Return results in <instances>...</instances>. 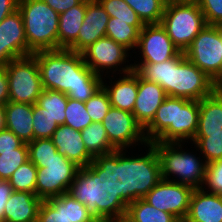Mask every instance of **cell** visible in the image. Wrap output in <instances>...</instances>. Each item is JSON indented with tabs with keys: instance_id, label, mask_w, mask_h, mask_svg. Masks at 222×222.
I'll return each mask as SVG.
<instances>
[{
	"instance_id": "1",
	"label": "cell",
	"mask_w": 222,
	"mask_h": 222,
	"mask_svg": "<svg viewBox=\"0 0 222 222\" xmlns=\"http://www.w3.org/2000/svg\"><path fill=\"white\" fill-rule=\"evenodd\" d=\"M33 55L43 89L59 91L85 103L102 87V77L85 64L81 53L57 49L37 51Z\"/></svg>"
},
{
	"instance_id": "2",
	"label": "cell",
	"mask_w": 222,
	"mask_h": 222,
	"mask_svg": "<svg viewBox=\"0 0 222 222\" xmlns=\"http://www.w3.org/2000/svg\"><path fill=\"white\" fill-rule=\"evenodd\" d=\"M133 71L142 79L160 85L167 96L200 101L216 89L214 80L180 52L161 63H135Z\"/></svg>"
},
{
	"instance_id": "3",
	"label": "cell",
	"mask_w": 222,
	"mask_h": 222,
	"mask_svg": "<svg viewBox=\"0 0 222 222\" xmlns=\"http://www.w3.org/2000/svg\"><path fill=\"white\" fill-rule=\"evenodd\" d=\"M99 222L124 220L128 205L108 184V154L96 156L79 168L68 191Z\"/></svg>"
},
{
	"instance_id": "4",
	"label": "cell",
	"mask_w": 222,
	"mask_h": 222,
	"mask_svg": "<svg viewBox=\"0 0 222 222\" xmlns=\"http://www.w3.org/2000/svg\"><path fill=\"white\" fill-rule=\"evenodd\" d=\"M198 121L199 101L167 96L144 128V135L148 143H190Z\"/></svg>"
},
{
	"instance_id": "5",
	"label": "cell",
	"mask_w": 222,
	"mask_h": 222,
	"mask_svg": "<svg viewBox=\"0 0 222 222\" xmlns=\"http://www.w3.org/2000/svg\"><path fill=\"white\" fill-rule=\"evenodd\" d=\"M146 146V153L132 154L130 157L128 150H121L122 200L127 205L143 199L162 179L155 146L152 143Z\"/></svg>"
},
{
	"instance_id": "6",
	"label": "cell",
	"mask_w": 222,
	"mask_h": 222,
	"mask_svg": "<svg viewBox=\"0 0 222 222\" xmlns=\"http://www.w3.org/2000/svg\"><path fill=\"white\" fill-rule=\"evenodd\" d=\"M152 144L160 161L162 179L182 183L194 189L203 187L207 163L201 154L198 157L196 151L183 149L187 145L185 143L152 142Z\"/></svg>"
},
{
	"instance_id": "7",
	"label": "cell",
	"mask_w": 222,
	"mask_h": 222,
	"mask_svg": "<svg viewBox=\"0 0 222 222\" xmlns=\"http://www.w3.org/2000/svg\"><path fill=\"white\" fill-rule=\"evenodd\" d=\"M28 55L41 50L58 49L59 14L43 0H19Z\"/></svg>"
},
{
	"instance_id": "8",
	"label": "cell",
	"mask_w": 222,
	"mask_h": 222,
	"mask_svg": "<svg viewBox=\"0 0 222 222\" xmlns=\"http://www.w3.org/2000/svg\"><path fill=\"white\" fill-rule=\"evenodd\" d=\"M160 24L181 52L190 46L194 38L207 25L198 3L174 0H167Z\"/></svg>"
},
{
	"instance_id": "9",
	"label": "cell",
	"mask_w": 222,
	"mask_h": 222,
	"mask_svg": "<svg viewBox=\"0 0 222 222\" xmlns=\"http://www.w3.org/2000/svg\"><path fill=\"white\" fill-rule=\"evenodd\" d=\"M184 54L214 80L217 88L222 85V26L206 25Z\"/></svg>"
},
{
	"instance_id": "10",
	"label": "cell",
	"mask_w": 222,
	"mask_h": 222,
	"mask_svg": "<svg viewBox=\"0 0 222 222\" xmlns=\"http://www.w3.org/2000/svg\"><path fill=\"white\" fill-rule=\"evenodd\" d=\"M4 68L8 74L9 101L36 104L43 91L36 57L31 54L13 59Z\"/></svg>"
},
{
	"instance_id": "11",
	"label": "cell",
	"mask_w": 222,
	"mask_h": 222,
	"mask_svg": "<svg viewBox=\"0 0 222 222\" xmlns=\"http://www.w3.org/2000/svg\"><path fill=\"white\" fill-rule=\"evenodd\" d=\"M81 54L85 64L102 78L106 75L118 76L133 70V64L127 59L132 55L130 50L106 36L89 45Z\"/></svg>"
},
{
	"instance_id": "12",
	"label": "cell",
	"mask_w": 222,
	"mask_h": 222,
	"mask_svg": "<svg viewBox=\"0 0 222 222\" xmlns=\"http://www.w3.org/2000/svg\"><path fill=\"white\" fill-rule=\"evenodd\" d=\"M73 161L57 153L37 168L35 194L42 200L67 193L79 170Z\"/></svg>"
},
{
	"instance_id": "13",
	"label": "cell",
	"mask_w": 222,
	"mask_h": 222,
	"mask_svg": "<svg viewBox=\"0 0 222 222\" xmlns=\"http://www.w3.org/2000/svg\"><path fill=\"white\" fill-rule=\"evenodd\" d=\"M102 124L110 144L116 150L135 148L141 144L146 149L148 142L144 135V129L136 121L133 113L111 106L103 118Z\"/></svg>"
},
{
	"instance_id": "14",
	"label": "cell",
	"mask_w": 222,
	"mask_h": 222,
	"mask_svg": "<svg viewBox=\"0 0 222 222\" xmlns=\"http://www.w3.org/2000/svg\"><path fill=\"white\" fill-rule=\"evenodd\" d=\"M194 188L182 183L161 179L143 198L153 207L174 215L183 222L189 209Z\"/></svg>"
},
{
	"instance_id": "15",
	"label": "cell",
	"mask_w": 222,
	"mask_h": 222,
	"mask_svg": "<svg viewBox=\"0 0 222 222\" xmlns=\"http://www.w3.org/2000/svg\"><path fill=\"white\" fill-rule=\"evenodd\" d=\"M136 49L141 58L136 63H161L175 58L181 52L161 24H145L140 31Z\"/></svg>"
},
{
	"instance_id": "16",
	"label": "cell",
	"mask_w": 222,
	"mask_h": 222,
	"mask_svg": "<svg viewBox=\"0 0 222 222\" xmlns=\"http://www.w3.org/2000/svg\"><path fill=\"white\" fill-rule=\"evenodd\" d=\"M37 222H99L69 192L50 197L40 204Z\"/></svg>"
},
{
	"instance_id": "17",
	"label": "cell",
	"mask_w": 222,
	"mask_h": 222,
	"mask_svg": "<svg viewBox=\"0 0 222 222\" xmlns=\"http://www.w3.org/2000/svg\"><path fill=\"white\" fill-rule=\"evenodd\" d=\"M28 56V44L21 12L17 9L0 22V67Z\"/></svg>"
},
{
	"instance_id": "18",
	"label": "cell",
	"mask_w": 222,
	"mask_h": 222,
	"mask_svg": "<svg viewBox=\"0 0 222 222\" xmlns=\"http://www.w3.org/2000/svg\"><path fill=\"white\" fill-rule=\"evenodd\" d=\"M109 15L97 0H86V13L77 40L68 48L81 53L89 45L106 36Z\"/></svg>"
},
{
	"instance_id": "19",
	"label": "cell",
	"mask_w": 222,
	"mask_h": 222,
	"mask_svg": "<svg viewBox=\"0 0 222 222\" xmlns=\"http://www.w3.org/2000/svg\"><path fill=\"white\" fill-rule=\"evenodd\" d=\"M114 77L116 78V75L107 76L111 81H108L110 86L107 84L106 78H102V87L108 94L111 106L133 113L138 94V75L132 70L120 74L119 78Z\"/></svg>"
},
{
	"instance_id": "20",
	"label": "cell",
	"mask_w": 222,
	"mask_h": 222,
	"mask_svg": "<svg viewBox=\"0 0 222 222\" xmlns=\"http://www.w3.org/2000/svg\"><path fill=\"white\" fill-rule=\"evenodd\" d=\"M166 97L167 95L160 85L138 76V94L133 115L143 129L153 120L157 109Z\"/></svg>"
},
{
	"instance_id": "21",
	"label": "cell",
	"mask_w": 222,
	"mask_h": 222,
	"mask_svg": "<svg viewBox=\"0 0 222 222\" xmlns=\"http://www.w3.org/2000/svg\"><path fill=\"white\" fill-rule=\"evenodd\" d=\"M51 139L57 153L64 155L80 168L89 165L94 159L84 145L81 131H76L65 124L59 125Z\"/></svg>"
},
{
	"instance_id": "22",
	"label": "cell",
	"mask_w": 222,
	"mask_h": 222,
	"mask_svg": "<svg viewBox=\"0 0 222 222\" xmlns=\"http://www.w3.org/2000/svg\"><path fill=\"white\" fill-rule=\"evenodd\" d=\"M183 222H222V195L194 189Z\"/></svg>"
},
{
	"instance_id": "23",
	"label": "cell",
	"mask_w": 222,
	"mask_h": 222,
	"mask_svg": "<svg viewBox=\"0 0 222 222\" xmlns=\"http://www.w3.org/2000/svg\"><path fill=\"white\" fill-rule=\"evenodd\" d=\"M42 201L34 193L13 191L5 204V222H37Z\"/></svg>"
},
{
	"instance_id": "24",
	"label": "cell",
	"mask_w": 222,
	"mask_h": 222,
	"mask_svg": "<svg viewBox=\"0 0 222 222\" xmlns=\"http://www.w3.org/2000/svg\"><path fill=\"white\" fill-rule=\"evenodd\" d=\"M222 132V92L217 88L199 101V121L195 137Z\"/></svg>"
},
{
	"instance_id": "25",
	"label": "cell",
	"mask_w": 222,
	"mask_h": 222,
	"mask_svg": "<svg viewBox=\"0 0 222 222\" xmlns=\"http://www.w3.org/2000/svg\"><path fill=\"white\" fill-rule=\"evenodd\" d=\"M4 108L6 129L24 143L33 141V105L9 101Z\"/></svg>"
},
{
	"instance_id": "26",
	"label": "cell",
	"mask_w": 222,
	"mask_h": 222,
	"mask_svg": "<svg viewBox=\"0 0 222 222\" xmlns=\"http://www.w3.org/2000/svg\"><path fill=\"white\" fill-rule=\"evenodd\" d=\"M86 13V0H82L64 13L59 14L58 49H68L78 37Z\"/></svg>"
},
{
	"instance_id": "27",
	"label": "cell",
	"mask_w": 222,
	"mask_h": 222,
	"mask_svg": "<svg viewBox=\"0 0 222 222\" xmlns=\"http://www.w3.org/2000/svg\"><path fill=\"white\" fill-rule=\"evenodd\" d=\"M144 25L142 21H122L116 20V17H109L106 37L113 39L116 43L122 44L133 52L137 48L139 34Z\"/></svg>"
},
{
	"instance_id": "28",
	"label": "cell",
	"mask_w": 222,
	"mask_h": 222,
	"mask_svg": "<svg viewBox=\"0 0 222 222\" xmlns=\"http://www.w3.org/2000/svg\"><path fill=\"white\" fill-rule=\"evenodd\" d=\"M125 222H180L174 215L157 209L144 199L128 204Z\"/></svg>"
},
{
	"instance_id": "29",
	"label": "cell",
	"mask_w": 222,
	"mask_h": 222,
	"mask_svg": "<svg viewBox=\"0 0 222 222\" xmlns=\"http://www.w3.org/2000/svg\"><path fill=\"white\" fill-rule=\"evenodd\" d=\"M67 101L68 96L66 94L55 90L43 89L34 105L41 113H46L55 120L59 126L65 124Z\"/></svg>"
},
{
	"instance_id": "30",
	"label": "cell",
	"mask_w": 222,
	"mask_h": 222,
	"mask_svg": "<svg viewBox=\"0 0 222 222\" xmlns=\"http://www.w3.org/2000/svg\"><path fill=\"white\" fill-rule=\"evenodd\" d=\"M81 137L88 153L93 158L116 151L108 140L102 122L91 123L81 131Z\"/></svg>"
},
{
	"instance_id": "31",
	"label": "cell",
	"mask_w": 222,
	"mask_h": 222,
	"mask_svg": "<svg viewBox=\"0 0 222 222\" xmlns=\"http://www.w3.org/2000/svg\"><path fill=\"white\" fill-rule=\"evenodd\" d=\"M144 24H160L167 0H124Z\"/></svg>"
},
{
	"instance_id": "32",
	"label": "cell",
	"mask_w": 222,
	"mask_h": 222,
	"mask_svg": "<svg viewBox=\"0 0 222 222\" xmlns=\"http://www.w3.org/2000/svg\"><path fill=\"white\" fill-rule=\"evenodd\" d=\"M37 167L28 159L20 165L8 179L13 191L35 194Z\"/></svg>"
},
{
	"instance_id": "33",
	"label": "cell",
	"mask_w": 222,
	"mask_h": 222,
	"mask_svg": "<svg viewBox=\"0 0 222 222\" xmlns=\"http://www.w3.org/2000/svg\"><path fill=\"white\" fill-rule=\"evenodd\" d=\"M191 144L195 145L207 164L222 159V132L208 133V137H194Z\"/></svg>"
},
{
	"instance_id": "34",
	"label": "cell",
	"mask_w": 222,
	"mask_h": 222,
	"mask_svg": "<svg viewBox=\"0 0 222 222\" xmlns=\"http://www.w3.org/2000/svg\"><path fill=\"white\" fill-rule=\"evenodd\" d=\"M29 159L28 145L24 143L14 151L1 152L0 155V180H8L12 173Z\"/></svg>"
},
{
	"instance_id": "35",
	"label": "cell",
	"mask_w": 222,
	"mask_h": 222,
	"mask_svg": "<svg viewBox=\"0 0 222 222\" xmlns=\"http://www.w3.org/2000/svg\"><path fill=\"white\" fill-rule=\"evenodd\" d=\"M65 114V125H68L76 131H82L93 123L85 108V103L78 100L68 98Z\"/></svg>"
},
{
	"instance_id": "36",
	"label": "cell",
	"mask_w": 222,
	"mask_h": 222,
	"mask_svg": "<svg viewBox=\"0 0 222 222\" xmlns=\"http://www.w3.org/2000/svg\"><path fill=\"white\" fill-rule=\"evenodd\" d=\"M28 145L29 160L40 168V163L50 161L57 154V149L51 138L49 139H35Z\"/></svg>"
},
{
	"instance_id": "37",
	"label": "cell",
	"mask_w": 222,
	"mask_h": 222,
	"mask_svg": "<svg viewBox=\"0 0 222 222\" xmlns=\"http://www.w3.org/2000/svg\"><path fill=\"white\" fill-rule=\"evenodd\" d=\"M85 108L92 122H102L103 118L111 108L107 92L101 87L88 101L85 102Z\"/></svg>"
},
{
	"instance_id": "38",
	"label": "cell",
	"mask_w": 222,
	"mask_h": 222,
	"mask_svg": "<svg viewBox=\"0 0 222 222\" xmlns=\"http://www.w3.org/2000/svg\"><path fill=\"white\" fill-rule=\"evenodd\" d=\"M57 128L58 125L55 120L46 113H41L39 109L33 105V140L52 138Z\"/></svg>"
},
{
	"instance_id": "39",
	"label": "cell",
	"mask_w": 222,
	"mask_h": 222,
	"mask_svg": "<svg viewBox=\"0 0 222 222\" xmlns=\"http://www.w3.org/2000/svg\"><path fill=\"white\" fill-rule=\"evenodd\" d=\"M109 17L122 21H142L124 0H97Z\"/></svg>"
},
{
	"instance_id": "40",
	"label": "cell",
	"mask_w": 222,
	"mask_h": 222,
	"mask_svg": "<svg viewBox=\"0 0 222 222\" xmlns=\"http://www.w3.org/2000/svg\"><path fill=\"white\" fill-rule=\"evenodd\" d=\"M202 188L206 192L222 195V159L206 165L205 181Z\"/></svg>"
},
{
	"instance_id": "41",
	"label": "cell",
	"mask_w": 222,
	"mask_h": 222,
	"mask_svg": "<svg viewBox=\"0 0 222 222\" xmlns=\"http://www.w3.org/2000/svg\"><path fill=\"white\" fill-rule=\"evenodd\" d=\"M108 184L122 199L121 150L108 153Z\"/></svg>"
},
{
	"instance_id": "42",
	"label": "cell",
	"mask_w": 222,
	"mask_h": 222,
	"mask_svg": "<svg viewBox=\"0 0 222 222\" xmlns=\"http://www.w3.org/2000/svg\"><path fill=\"white\" fill-rule=\"evenodd\" d=\"M207 25L222 26V0H199Z\"/></svg>"
},
{
	"instance_id": "43",
	"label": "cell",
	"mask_w": 222,
	"mask_h": 222,
	"mask_svg": "<svg viewBox=\"0 0 222 222\" xmlns=\"http://www.w3.org/2000/svg\"><path fill=\"white\" fill-rule=\"evenodd\" d=\"M24 142L19 139L12 131H0V155L1 152L14 151L20 148Z\"/></svg>"
},
{
	"instance_id": "44",
	"label": "cell",
	"mask_w": 222,
	"mask_h": 222,
	"mask_svg": "<svg viewBox=\"0 0 222 222\" xmlns=\"http://www.w3.org/2000/svg\"><path fill=\"white\" fill-rule=\"evenodd\" d=\"M13 192V188L8 180H0V222H5L4 208L9 197Z\"/></svg>"
},
{
	"instance_id": "45",
	"label": "cell",
	"mask_w": 222,
	"mask_h": 222,
	"mask_svg": "<svg viewBox=\"0 0 222 222\" xmlns=\"http://www.w3.org/2000/svg\"><path fill=\"white\" fill-rule=\"evenodd\" d=\"M58 14L64 13L68 9L77 6L82 0H43Z\"/></svg>"
},
{
	"instance_id": "46",
	"label": "cell",
	"mask_w": 222,
	"mask_h": 222,
	"mask_svg": "<svg viewBox=\"0 0 222 222\" xmlns=\"http://www.w3.org/2000/svg\"><path fill=\"white\" fill-rule=\"evenodd\" d=\"M9 102V84L8 74L4 67H0V105H6Z\"/></svg>"
},
{
	"instance_id": "47",
	"label": "cell",
	"mask_w": 222,
	"mask_h": 222,
	"mask_svg": "<svg viewBox=\"0 0 222 222\" xmlns=\"http://www.w3.org/2000/svg\"><path fill=\"white\" fill-rule=\"evenodd\" d=\"M19 0H0V22L18 9Z\"/></svg>"
},
{
	"instance_id": "48",
	"label": "cell",
	"mask_w": 222,
	"mask_h": 222,
	"mask_svg": "<svg viewBox=\"0 0 222 222\" xmlns=\"http://www.w3.org/2000/svg\"><path fill=\"white\" fill-rule=\"evenodd\" d=\"M5 129H6L5 108L4 105H0V131H3Z\"/></svg>"
},
{
	"instance_id": "49",
	"label": "cell",
	"mask_w": 222,
	"mask_h": 222,
	"mask_svg": "<svg viewBox=\"0 0 222 222\" xmlns=\"http://www.w3.org/2000/svg\"><path fill=\"white\" fill-rule=\"evenodd\" d=\"M174 1H178V2H198L199 0H174Z\"/></svg>"
},
{
	"instance_id": "50",
	"label": "cell",
	"mask_w": 222,
	"mask_h": 222,
	"mask_svg": "<svg viewBox=\"0 0 222 222\" xmlns=\"http://www.w3.org/2000/svg\"><path fill=\"white\" fill-rule=\"evenodd\" d=\"M218 89L222 92V85Z\"/></svg>"
}]
</instances>
